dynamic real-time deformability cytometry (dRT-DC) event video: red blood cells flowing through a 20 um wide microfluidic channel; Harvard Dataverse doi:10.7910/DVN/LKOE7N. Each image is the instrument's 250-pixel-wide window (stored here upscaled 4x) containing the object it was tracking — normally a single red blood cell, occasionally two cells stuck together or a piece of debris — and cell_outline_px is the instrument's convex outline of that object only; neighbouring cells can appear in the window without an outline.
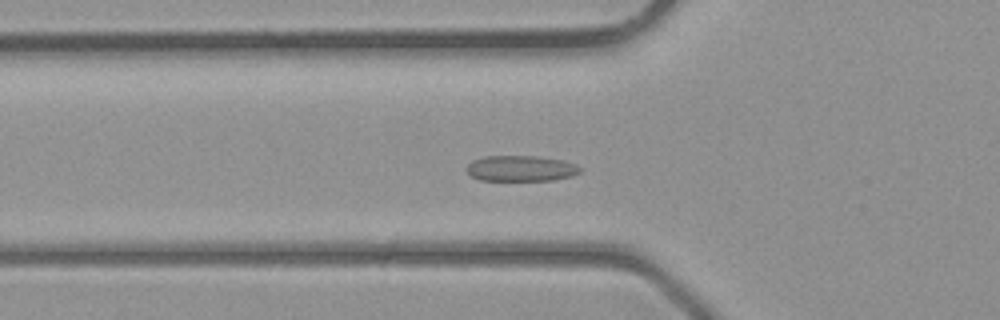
{"species": "common noctule bat (a hibernating species)", "species_latin": "Nyctalus noctula", "temperature_condition": "room temperature", "stored_images_in_passage": 43, "camera_frame_rate_fps": 3000, "um_per_image_px": 0.085, "animal": {"sex": "male", "body_mass_g": 23.1, "forearm_length_mm": 52.7}, "frame": {"image": 1, "passage_image": 15, "time_ms": 4.667, "image_size_px": [1000, 320], "cell_outline_px": [[580, 172], [572, 176], [552, 180], [480, 180], [472, 176], [464, 168], [472, 160], [484, 156], [536, 156], [564, 160], [576, 164], [580, 168]], "centroid_in_image_um": [44.26, 14.31], "position_along_channel_um": 81.5, "area_um2": 17.05}}
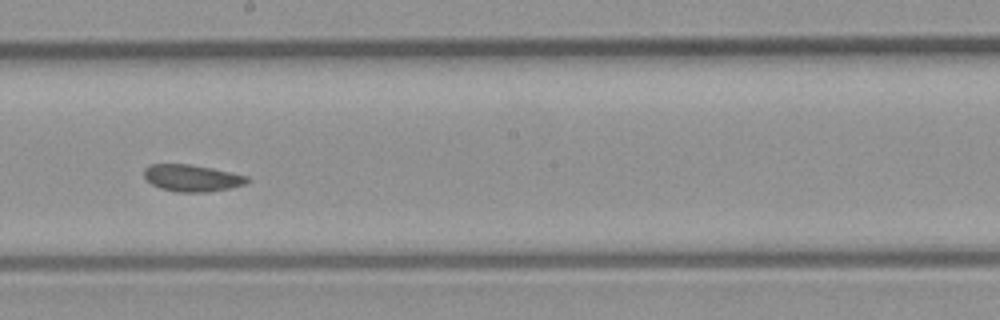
{"frame": {"image": 2, "passage_image": 24, "time_ms": 7.667, "image_size_px": [1000, 320], "cell_outline_px": [[248, 180], [244, 184], [228, 188], [208, 192], [176, 192], [160, 188], [152, 184], [144, 176], [144, 168], [148, 164], [192, 164], [212, 168], [248, 176]], "centroid_in_image_um": [16.28, 15.12], "position_along_channel_um": 231.9, "area_um2": 16.07}}
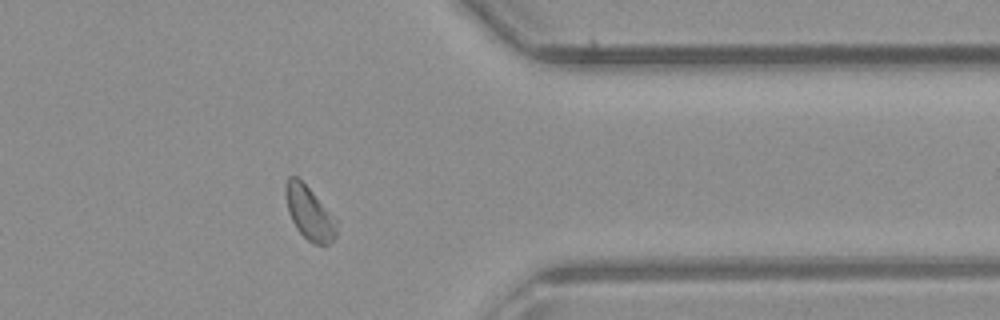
{"frame": {"image": 3, "passage_image": 34, "time_ms": 11.0, "image_size_px": [1000, 320], "cell_outline_px": [[336, 236], [328, 244], [316, 244], [308, 240], [296, 228], [288, 212], [284, 196], [284, 188], [288, 176], [296, 176], [312, 192], [336, 220]], "centroid_in_image_um": [26.24, 18.09], "position_along_channel_um": 385.2, "area_um2": 15.49}}